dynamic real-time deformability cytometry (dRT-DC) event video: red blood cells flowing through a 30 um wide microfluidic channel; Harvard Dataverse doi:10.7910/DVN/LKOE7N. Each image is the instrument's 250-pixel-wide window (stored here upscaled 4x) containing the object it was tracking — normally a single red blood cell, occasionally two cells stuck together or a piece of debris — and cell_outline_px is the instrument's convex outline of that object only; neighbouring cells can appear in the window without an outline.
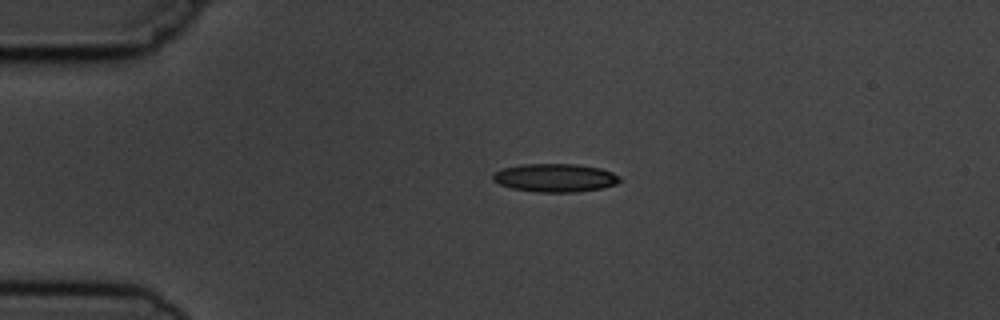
{"species": "common noctule bat (a hibernating species)", "species_latin": "Nyctalus noctula", "temperature_condition": "cold", "stored_images_in_passage": 5, "camera_frame_rate_fps": 3000, "um_per_image_px": 0.085, "animal": {"sex": "male", "body_mass_g": 19.5, "forearm_length_mm": 54.6}, "frame": {"image": 1, "passage_image": 3, "time_ms": 2.333, "image_size_px": [1000, 320], "cell_outline_px": [[620, 180], [616, 184], [604, 188], [576, 192], [536, 192], [512, 188], [500, 184], [492, 180], [492, 176], [496, 172], [504, 168], [520, 164], [576, 164], [600, 168], [612, 172], [620, 176]], "centroid_in_image_um": [47.2, 15.11], "position_along_channel_um": 37.8, "area_um2": 20.92}}
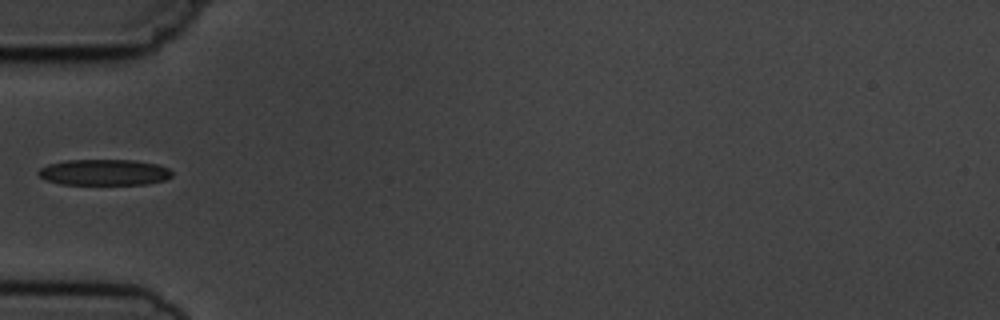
{"frame": {"image": 2, "passage_image": 4, "time_ms": 4.333, "image_size_px": [1000, 320], "cell_outline_px": [[172, 176], [164, 180], [148, 184], [60, 184], [48, 180], [40, 176], [36, 172], [40, 168], [48, 164], [68, 160], [136, 160], [156, 164], [168, 168], [172, 172]], "centroid_in_image_um": [8.86, 14.64], "position_along_channel_um": 76.1, "area_um2": 20.17}}
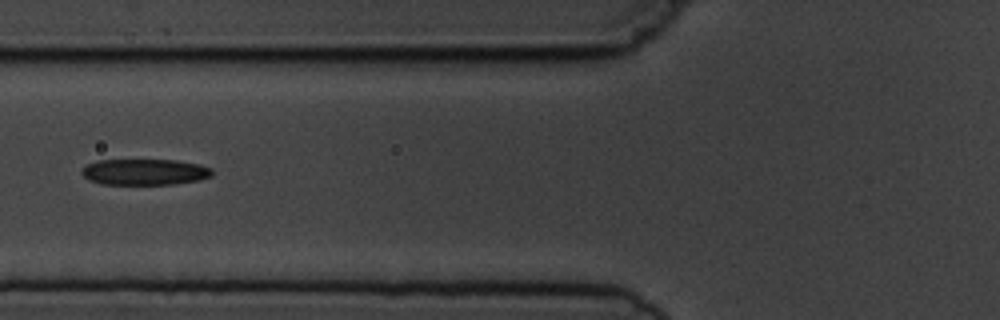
{"frame": {"image": 3, "passage_image": 5, "time_ms": 5.333, "image_size_px": [1000, 320], "cell_outline_px": [[212, 176], [200, 180], [172, 184], [100, 184], [88, 180], [80, 172], [88, 164], [96, 160], [176, 160], [200, 164], [212, 168]], "centroid_in_image_um": [12.31, 14.61], "position_along_channel_um": 113.5, "area_um2": 19.88}}